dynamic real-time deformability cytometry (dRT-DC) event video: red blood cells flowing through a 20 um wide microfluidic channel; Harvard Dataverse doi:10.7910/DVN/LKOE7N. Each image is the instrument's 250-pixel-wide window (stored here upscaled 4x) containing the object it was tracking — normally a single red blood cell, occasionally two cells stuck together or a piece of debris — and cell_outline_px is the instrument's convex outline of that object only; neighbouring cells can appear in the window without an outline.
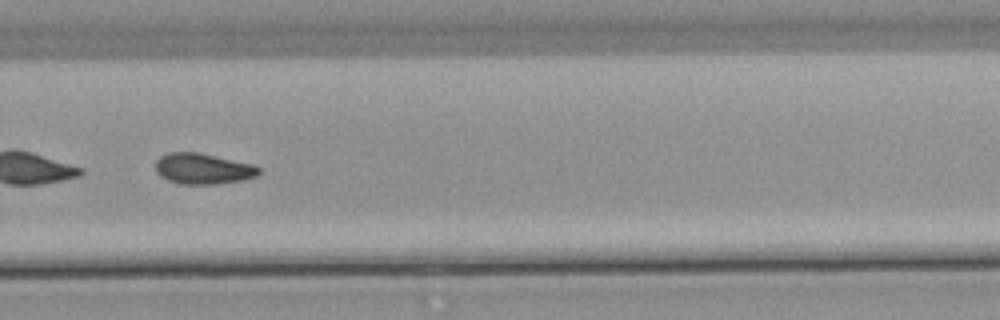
{"species": "common noctule bat (a hibernating species)", "species_latin": "Nyctalus noctula", "temperature_condition": "warm", "stored_images_in_passage": 54, "segment_of_instrument_passage": [2, 2], "camera_frame_rate_fps": 3000, "um_per_image_px": 0.085, "animal": {"sex": "male", "body_mass_g": 21.5, "forearm_length_mm": 52.0}, "frame": {"image": 1, "passage_image": 38, "time_ms": 12.333, "image_size_px": [1000, 320], "cell_outline_px": [[260, 172], [256, 176], [244, 180], [216, 184], [180, 184], [168, 180], [160, 176], [156, 172], [156, 160], [160, 156], [168, 152], [196, 152], [256, 164], [260, 168]], "centroid_in_image_um": [17.27, 14.34], "position_along_channel_um": 312.5, "area_um2": 18.73}}